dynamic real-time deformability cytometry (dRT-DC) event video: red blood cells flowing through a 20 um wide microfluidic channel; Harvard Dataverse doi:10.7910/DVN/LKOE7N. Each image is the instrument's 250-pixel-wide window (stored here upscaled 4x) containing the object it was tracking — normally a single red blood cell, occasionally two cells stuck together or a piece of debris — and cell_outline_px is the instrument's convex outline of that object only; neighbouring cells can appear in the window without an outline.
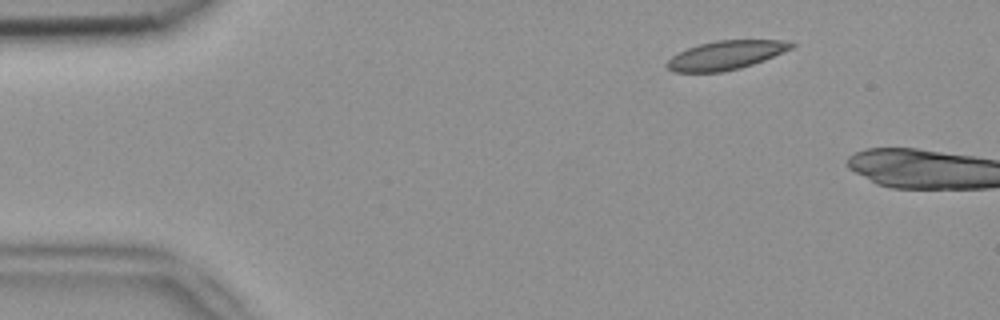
{"species": "common noctule bat (a hibernating species)", "species_latin": "Nyctalus noctula", "temperature_condition": "room temperature", "stored_images_in_passage": 2, "camera_frame_rate_fps": 3000, "um_per_image_px": 0.085, "animal": {"sex": "female", "body_mass_g": 18.4}, "frame": {"image": 1, "passage_image": 1, "time_ms": 0.0, "image_size_px": [1000, 320], "cell_outline_px": [[796, 44], [792, 48], [764, 60], [740, 68], [724, 72], [672, 72], [664, 64], [672, 56], [688, 48], [700, 44], [716, 40], [792, 40]], "centroid_in_image_um": [61.71, 4.69], "position_along_channel_um": 23.3, "area_um2": 20.92}}